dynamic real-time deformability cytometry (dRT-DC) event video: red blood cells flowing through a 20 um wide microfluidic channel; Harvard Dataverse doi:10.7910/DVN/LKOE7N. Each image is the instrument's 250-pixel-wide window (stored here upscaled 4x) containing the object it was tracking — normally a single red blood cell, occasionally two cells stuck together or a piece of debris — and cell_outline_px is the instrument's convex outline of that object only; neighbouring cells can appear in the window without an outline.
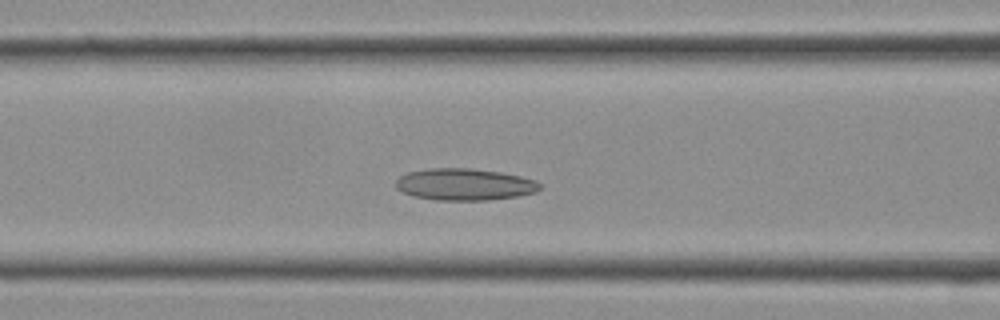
{"species": "Egyptian fruit bat (a non-hibernating species)", "species_latin": "Rousettus aegyptiacus", "temperature_condition": "cold", "stored_images_in_passage": 26, "camera_frame_rate_fps": 3000, "um_per_image_px": 0.085, "frame": {"image": 1, "passage_image": 8, "time_ms": 2.333, "image_size_px": [1000, 320], "cell_outline_px": [[544, 184], [536, 192], [520, 196], [488, 200], [436, 200], [416, 196], [404, 192], [396, 188], [396, 180], [400, 176], [408, 172], [428, 168], [472, 168], [500, 172], [520, 176], [536, 180]], "centroid_in_image_um": [39.54, 15.67], "position_along_channel_um": 127.1, "area_um2": 26.82}}
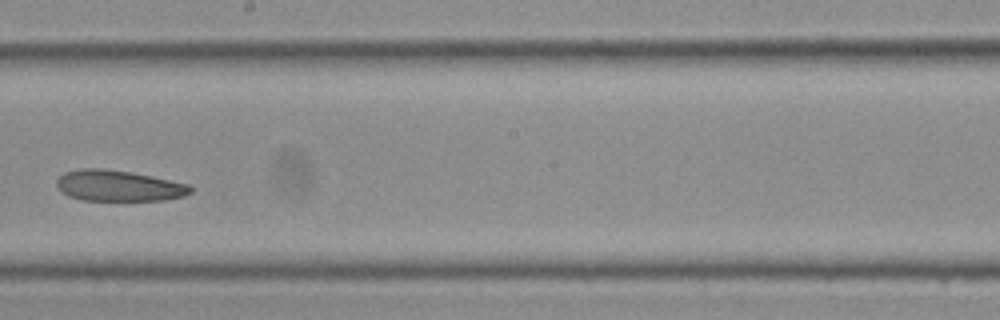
{"frame": {"image": 2, "passage_image": 13, "time_ms": 4.0, "image_size_px": [1000, 320], "cell_outline_px": [[192, 192], [184, 196], [164, 200], [80, 200], [68, 196], [56, 184], [56, 180], [64, 172], [84, 168], [104, 168], [152, 176], [188, 184], [192, 188]], "centroid_in_image_um": [10.08, 15.79], "position_along_channel_um": 238.1, "area_um2": 23.99}}
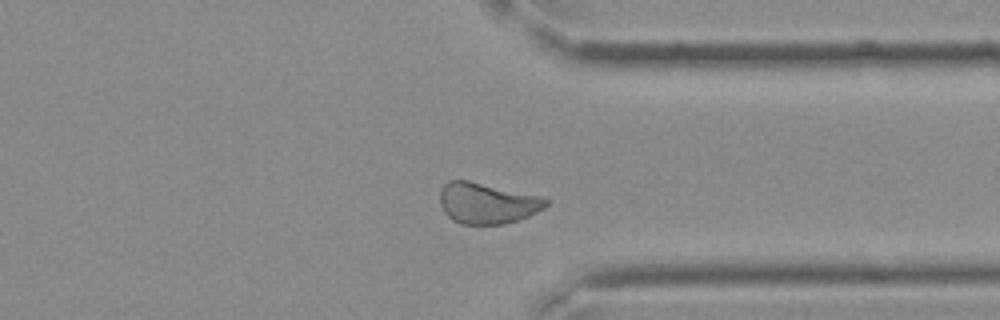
{"frame": {"image": 3, "passage_image": 19, "time_ms": 6.0, "image_size_px": [1000, 320], "cell_outline_px": [[548, 204], [544, 208], [528, 216], [504, 224], [460, 224], [452, 220], [444, 212], [440, 204], [440, 188], [448, 180], [468, 180], [540, 196], [548, 200]], "centroid_in_image_um": [41.36, 17.27], "position_along_channel_um": 370.0, "area_um2": 25.26}}